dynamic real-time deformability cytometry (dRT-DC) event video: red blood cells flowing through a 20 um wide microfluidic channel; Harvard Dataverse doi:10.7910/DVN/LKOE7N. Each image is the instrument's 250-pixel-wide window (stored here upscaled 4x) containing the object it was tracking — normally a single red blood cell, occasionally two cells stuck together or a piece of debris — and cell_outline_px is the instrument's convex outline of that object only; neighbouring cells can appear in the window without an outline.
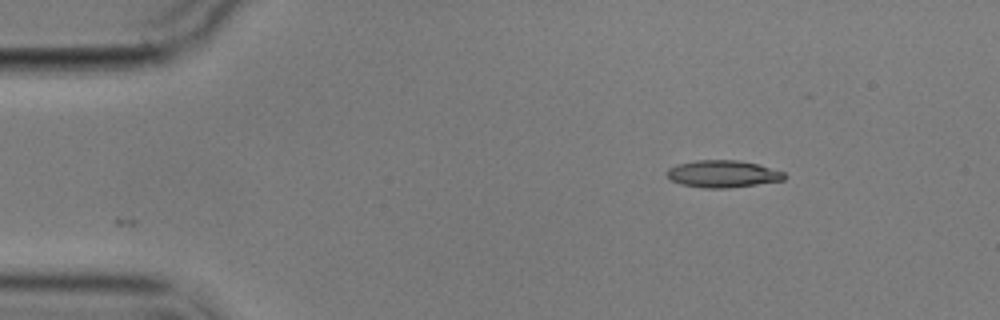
{"species": "common noctule bat (a hibernating species)", "species_latin": "Nyctalus noctula", "temperature_condition": "cold", "stored_images_in_passage": 8, "camera_frame_rate_fps": 3000, "um_per_image_px": 0.085, "animal": {"sex": "male", "body_mass_g": 17.9}, "frame": {"image": 1, "passage_image": 1, "time_ms": 0.0, "image_size_px": [1000, 320], "cell_outline_px": [[788, 176], [784, 180], [728, 188], [704, 188], [680, 184], [672, 180], [668, 176], [668, 168], [676, 164], [696, 160], [736, 160], [756, 164], [784, 172]], "centroid_in_image_um": [61.43, 14.78], "position_along_channel_um": 23.6, "area_um2": 18.44}}
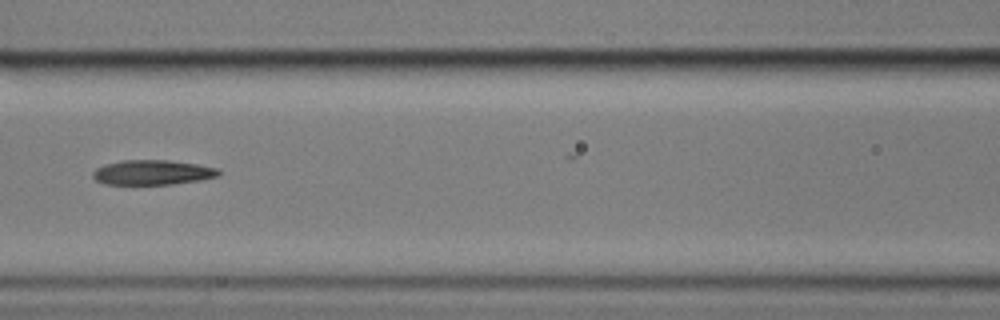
{"frame": {"image": 2, "passage_image": 5, "time_ms": 5.667, "image_size_px": [1000, 320], "cell_outline_px": [[220, 172], [216, 176], [200, 180], [172, 184], [104, 184], [96, 180], [92, 176], [92, 172], [96, 168], [104, 164], [124, 160], [168, 160], [196, 164], [216, 168]], "centroid_in_image_um": [12.91, 14.65], "position_along_channel_um": 153.7, "area_um2": 18.03}}
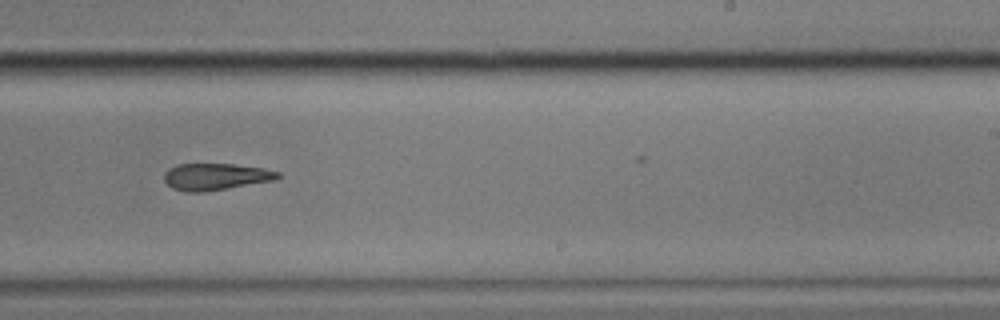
{"frame": {"image": 3, "passage_image": 8, "time_ms": 9.0, "image_size_px": [1000, 320], "cell_outline_px": [[280, 176], [276, 180], [204, 192], [184, 192], [172, 188], [164, 180], [164, 172], [168, 168], [176, 164], [232, 164], [264, 168], [280, 172]], "centroid_in_image_um": [18.31, 15.02], "position_along_channel_um": 270.7, "area_um2": 17.86}}